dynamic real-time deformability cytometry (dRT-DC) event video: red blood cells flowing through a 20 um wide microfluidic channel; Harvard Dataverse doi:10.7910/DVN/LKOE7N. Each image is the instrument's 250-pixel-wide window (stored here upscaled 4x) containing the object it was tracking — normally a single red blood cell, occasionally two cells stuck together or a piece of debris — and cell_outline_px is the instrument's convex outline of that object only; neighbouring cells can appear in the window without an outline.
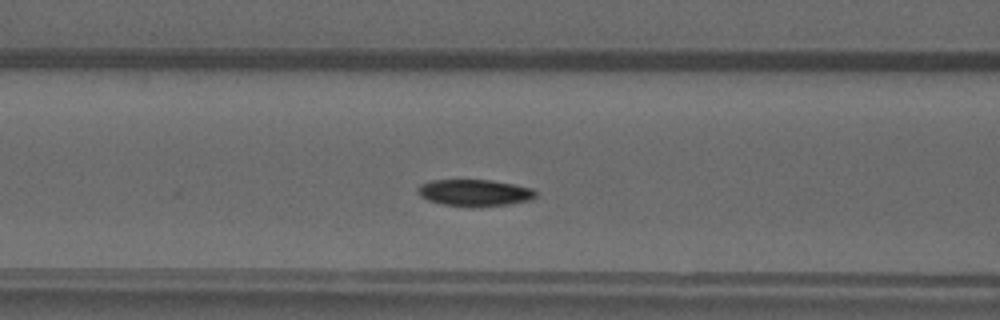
{"species": "common noctule bat (a hibernating species)", "species_latin": "Nyctalus noctula", "temperature_condition": "warm", "stored_images_in_passage": 39, "camera_frame_rate_fps": 3000, "um_per_image_px": 0.085, "animal": {"sex": "male", "forearm_length_mm": 52.5}, "frame": {"image": 1, "passage_image": 10, "time_ms": 3.0, "image_size_px": [1000, 320], "cell_outline_px": [[536, 196], [528, 200], [512, 204], [444, 204], [428, 200], [420, 196], [416, 192], [420, 184], [432, 180], [492, 180], [536, 188]], "centroid_in_image_um": [40.36, 16.33], "position_along_channel_um": 126.2, "area_um2": 17.69}}
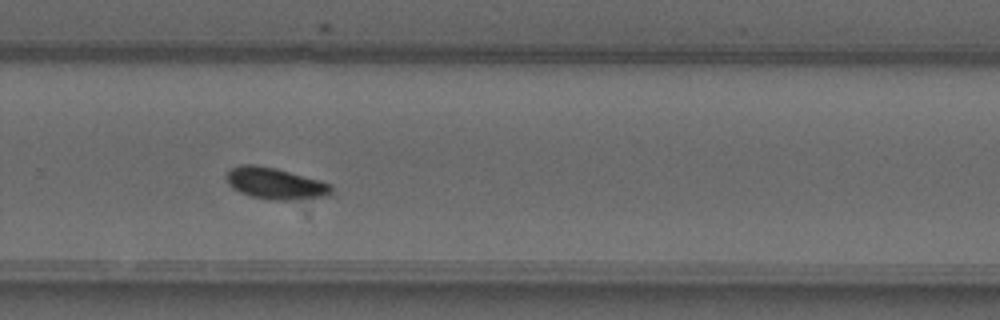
{"frame": {"image": 2, "passage_image": 23, "time_ms": 7.333, "image_size_px": [1000, 320], "cell_outline_px": [[332, 192], [328, 196], [292, 200], [272, 200], [252, 196], [240, 192], [228, 184], [224, 176], [228, 168], [240, 164], [256, 164], [276, 168], [332, 184]], "centroid_in_image_um": [23.35, 15.58], "position_along_channel_um": 306.4, "area_um2": 19.42}}
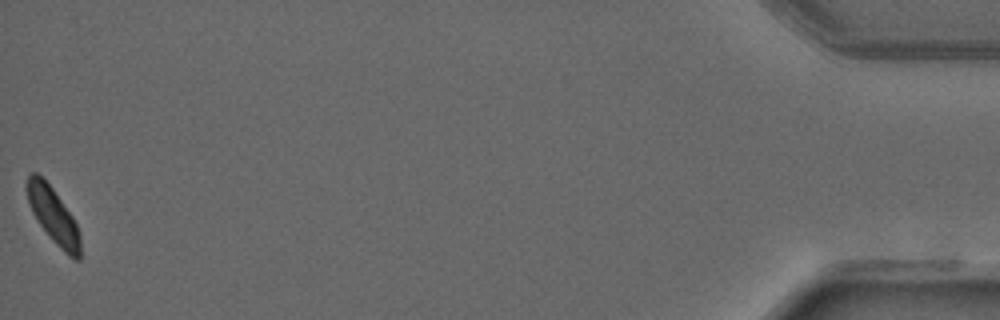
{"frame": {"image": 3, "passage_image": 39, "time_ms": 12.667, "image_size_px": [1000, 320], "cell_outline_px": [[80, 260], [76, 260], [68, 256], [52, 240], [36, 220], [28, 204], [24, 188], [24, 184], [28, 176], [32, 172], [36, 172], [52, 188], [72, 216], [76, 224], [80, 236]], "centroid_in_image_um": [4.48, 18.31], "position_along_channel_um": 430.7, "area_um2": 17.4}}